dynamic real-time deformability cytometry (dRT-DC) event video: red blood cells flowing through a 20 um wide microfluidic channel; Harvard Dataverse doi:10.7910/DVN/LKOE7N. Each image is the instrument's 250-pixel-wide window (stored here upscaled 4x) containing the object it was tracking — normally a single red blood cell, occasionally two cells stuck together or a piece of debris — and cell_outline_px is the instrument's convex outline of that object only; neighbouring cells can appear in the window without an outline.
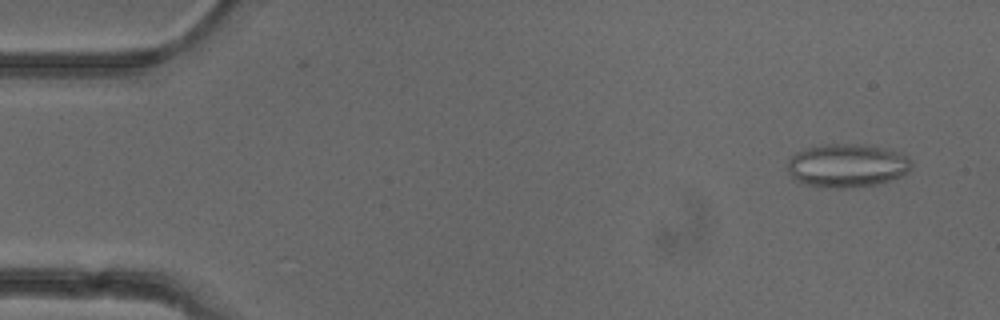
{"species": "common noctule bat (a hibernating species)", "species_latin": "Nyctalus noctula", "temperature_condition": "cold", "stored_images_in_passage": 51, "camera_frame_rate_fps": 3000, "um_per_image_px": 0.085, "animal": {"sex": "female"}, "frame": {"image": 1, "passage_image": 3, "time_ms": 0.667, "image_size_px": [1000, 320], "cell_outline_px": [[912, 164], [908, 172], [900, 176], [876, 184], [844, 188], [836, 188], [804, 184], [792, 176], [788, 172], [788, 160], [796, 152], [808, 148], [824, 144], [856, 144], [880, 148], [896, 152], [912, 160]], "centroid_in_image_um": [71.97, 14.07], "position_along_channel_um": 13.0, "area_um2": 30.75}}
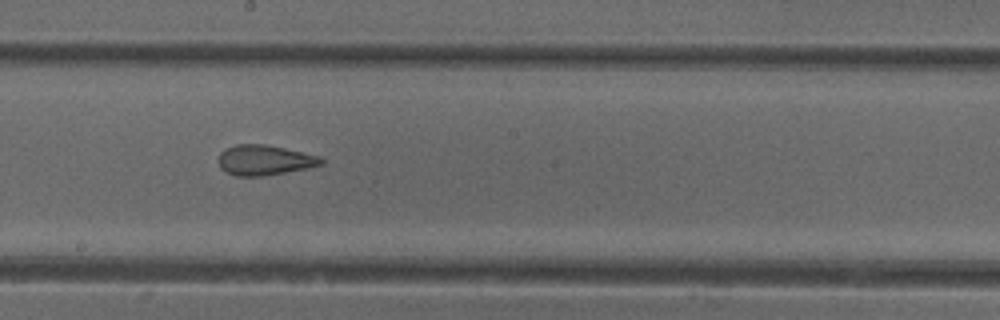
{"frame": {"image": 2, "passage_image": 28, "time_ms": 9.0, "image_size_px": [1000, 320], "cell_outline_px": [[324, 164], [308, 168], [260, 176], [236, 176], [220, 168], [220, 152], [224, 148], [236, 144], [264, 144], [284, 148], [320, 156], [324, 160]], "centroid_in_image_um": [22.49, 13.6], "position_along_channel_um": 225.7, "area_um2": 17.92}}
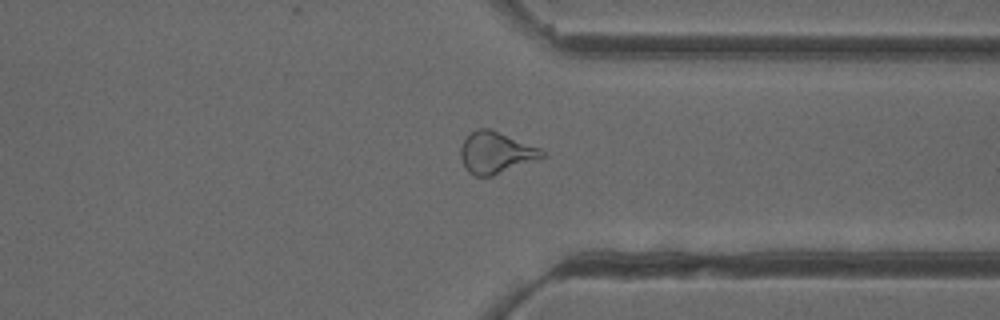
{"frame": {"image": 3, "passage_image": 39, "time_ms": 12.667, "image_size_px": [1000, 320], "cell_outline_px": [[548, 156], [492, 176], [476, 176], [468, 172], [464, 168], [460, 156], [460, 148], [464, 140], [476, 128], [488, 128], [540, 148]], "centroid_in_image_um": [42.14, 12.99], "position_along_channel_um": 369.3, "area_um2": 19.65}, "authors_computed_cell_mechanics": {"area_um2": 20.23, "velocity_mm_per_s": 3.9505, "shape_relaxation_time_tau1_ms": null, "shape_relaxation_time_tau2_ms": 1.2943, "deformation_change_tau1": null, "deformation_change_tau2": 0.0888}}